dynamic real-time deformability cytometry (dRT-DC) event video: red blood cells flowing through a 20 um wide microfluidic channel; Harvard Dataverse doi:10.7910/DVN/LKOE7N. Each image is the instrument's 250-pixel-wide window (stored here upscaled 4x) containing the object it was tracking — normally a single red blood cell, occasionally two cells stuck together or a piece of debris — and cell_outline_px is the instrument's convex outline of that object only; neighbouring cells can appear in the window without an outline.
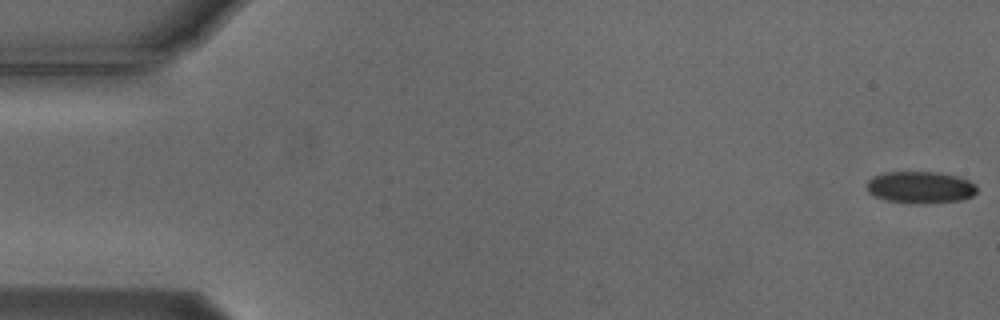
{"species": "Egyptian fruit bat (a non-hibernating species)", "species_latin": "Rousettus aegyptiacus", "temperature_condition": "cold", "stored_images_in_passage": 55, "camera_frame_rate_fps": 3000, "um_per_image_px": 0.085, "animal": {"sex": "male"}, "frame": {"image": 1, "passage_image": 1, "time_ms": 0.0, "image_size_px": [1000, 320], "cell_outline_px": [[976, 192], [972, 196], [960, 200], [924, 204], [908, 204], [884, 200], [872, 196], [868, 192], [868, 180], [872, 176], [884, 172], [940, 172], [956, 176], [968, 180], [976, 184]], "centroid_in_image_um": [78.19, 15.93], "position_along_channel_um": 6.8, "area_um2": 20.81}}
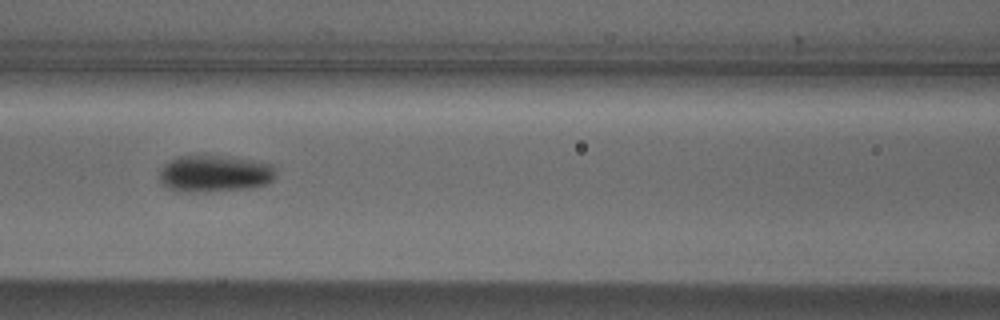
{"frame": {"image": 2, "passage_image": 24, "time_ms": 7.667, "image_size_px": [1000, 320], "cell_outline_px": [[276, 176], [272, 180], [264, 184], [252, 188], [208, 192], [176, 192], [160, 184], [160, 168], [168, 160], [176, 156], [216, 156], [272, 164], [276, 168]], "centroid_in_image_um": [18.18, 14.79], "position_along_channel_um": 148.4, "area_um2": 25.09}}
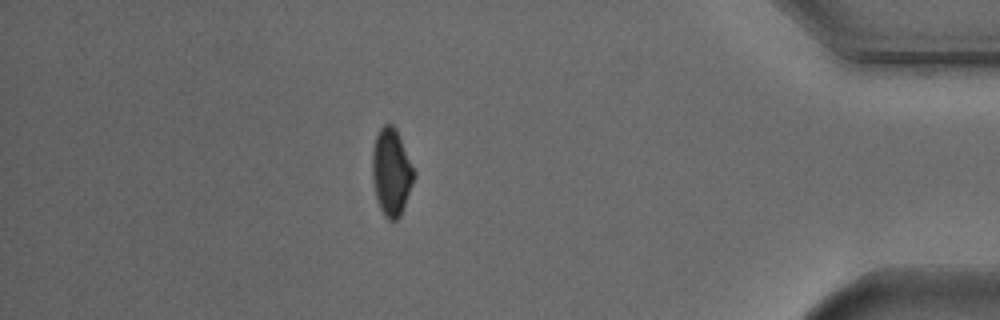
{"frame": {"image": 3, "passage_image": 48, "time_ms": 15.667, "image_size_px": [1000, 320], "cell_outline_px": [[416, 176], [400, 216], [396, 220], [388, 220], [384, 216], [380, 208], [376, 196], [372, 176], [372, 152], [376, 136], [380, 128], [384, 124], [392, 124], [396, 128], [416, 172]], "centroid_in_image_um": [33.28, 14.62], "position_along_channel_um": 401.9, "area_um2": 21.21}, "authors_computed_cell_mechanics": {"area_um2": 22.0796, "velocity_mm_per_s": 3.7333, "shape_relaxation_time_tau1_ms": 1.9341, "shape_relaxation_time_tau2_ms": 2.5474, "deformation_change_tau1": 0.1028, "deformation_change_tau2": 0.0661}}